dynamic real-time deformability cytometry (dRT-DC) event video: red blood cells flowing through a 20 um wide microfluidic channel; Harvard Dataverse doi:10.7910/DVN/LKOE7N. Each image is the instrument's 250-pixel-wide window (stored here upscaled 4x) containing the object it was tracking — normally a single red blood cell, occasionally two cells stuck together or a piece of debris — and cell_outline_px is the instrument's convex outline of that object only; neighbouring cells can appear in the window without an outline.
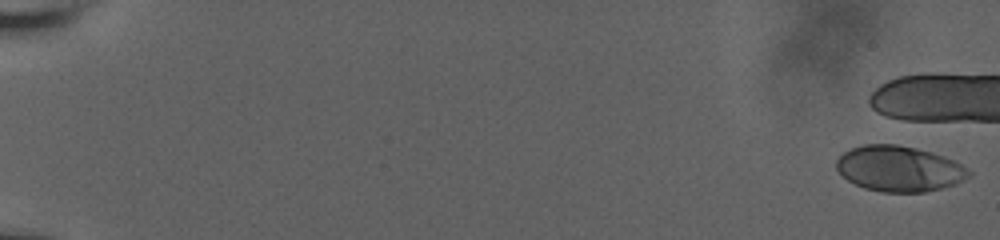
{"species": "human", "species_latin": "Homo sapiens", "temperature_condition": "room temperature", "stored_images_in_passage": 9, "camera_frame_rate_fps": 3000, "um_per_image_px": 0.085, "donor": {"sex": "male"}, "frame": {"image": 1, "passage_image": 1, "time_ms": 0.0, "image_size_px": [1000, 240], "cell_outline_px": [[972, 176], [956, 184], [924, 192], [880, 192], [864, 188], [848, 180], [836, 168], [836, 160], [844, 152], [852, 148], [864, 144], [896, 144], [916, 148], [932, 152], [944, 156], [960, 164], [972, 172]], "centroid_in_image_um": [76.44, 14.34], "position_along_channel_um": 8.6, "area_um2": 35.14}}